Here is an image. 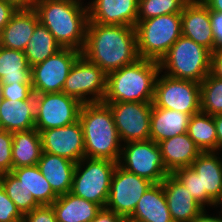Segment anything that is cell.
Listing matches in <instances>:
<instances>
[{"label":"cell","instance_id":"6da1fadb","mask_svg":"<svg viewBox=\"0 0 222 222\" xmlns=\"http://www.w3.org/2000/svg\"><path fill=\"white\" fill-rule=\"evenodd\" d=\"M81 53L106 74L130 65L140 58L135 27L88 21Z\"/></svg>","mask_w":222,"mask_h":222},{"label":"cell","instance_id":"7a4b0ae2","mask_svg":"<svg viewBox=\"0 0 222 222\" xmlns=\"http://www.w3.org/2000/svg\"><path fill=\"white\" fill-rule=\"evenodd\" d=\"M74 0H35L33 8L39 22L62 48L83 50L89 21L88 7Z\"/></svg>","mask_w":222,"mask_h":222},{"label":"cell","instance_id":"3957f363","mask_svg":"<svg viewBox=\"0 0 222 222\" xmlns=\"http://www.w3.org/2000/svg\"><path fill=\"white\" fill-rule=\"evenodd\" d=\"M85 157L119 161L122 142L110 107L104 102L82 104L79 112Z\"/></svg>","mask_w":222,"mask_h":222},{"label":"cell","instance_id":"277c9868","mask_svg":"<svg viewBox=\"0 0 222 222\" xmlns=\"http://www.w3.org/2000/svg\"><path fill=\"white\" fill-rule=\"evenodd\" d=\"M159 62L139 58L107 74L103 102H153Z\"/></svg>","mask_w":222,"mask_h":222},{"label":"cell","instance_id":"5b68a950","mask_svg":"<svg viewBox=\"0 0 222 222\" xmlns=\"http://www.w3.org/2000/svg\"><path fill=\"white\" fill-rule=\"evenodd\" d=\"M211 51L183 35L159 61L160 72L201 83L210 73Z\"/></svg>","mask_w":222,"mask_h":222},{"label":"cell","instance_id":"8992f818","mask_svg":"<svg viewBox=\"0 0 222 222\" xmlns=\"http://www.w3.org/2000/svg\"><path fill=\"white\" fill-rule=\"evenodd\" d=\"M135 30L139 57L159 62L182 35L181 13L137 21Z\"/></svg>","mask_w":222,"mask_h":222},{"label":"cell","instance_id":"52a82bcc","mask_svg":"<svg viewBox=\"0 0 222 222\" xmlns=\"http://www.w3.org/2000/svg\"><path fill=\"white\" fill-rule=\"evenodd\" d=\"M117 162L84 157L76 163L71 193L105 208Z\"/></svg>","mask_w":222,"mask_h":222},{"label":"cell","instance_id":"ba28073f","mask_svg":"<svg viewBox=\"0 0 222 222\" xmlns=\"http://www.w3.org/2000/svg\"><path fill=\"white\" fill-rule=\"evenodd\" d=\"M118 165L128 172L145 178L153 184L161 183L170 174L163 163L158 143L131 141L122 143Z\"/></svg>","mask_w":222,"mask_h":222},{"label":"cell","instance_id":"9c48e42d","mask_svg":"<svg viewBox=\"0 0 222 222\" xmlns=\"http://www.w3.org/2000/svg\"><path fill=\"white\" fill-rule=\"evenodd\" d=\"M158 74L153 105L191 115L201 111L200 83Z\"/></svg>","mask_w":222,"mask_h":222},{"label":"cell","instance_id":"30bf717a","mask_svg":"<svg viewBox=\"0 0 222 222\" xmlns=\"http://www.w3.org/2000/svg\"><path fill=\"white\" fill-rule=\"evenodd\" d=\"M106 81L107 74L81 55L71 68L62 92L77 99L81 104L103 102Z\"/></svg>","mask_w":222,"mask_h":222},{"label":"cell","instance_id":"8fae6325","mask_svg":"<svg viewBox=\"0 0 222 222\" xmlns=\"http://www.w3.org/2000/svg\"><path fill=\"white\" fill-rule=\"evenodd\" d=\"M36 103L35 129L39 131L68 126L79 120L82 104L67 94H34Z\"/></svg>","mask_w":222,"mask_h":222},{"label":"cell","instance_id":"7c38bea8","mask_svg":"<svg viewBox=\"0 0 222 222\" xmlns=\"http://www.w3.org/2000/svg\"><path fill=\"white\" fill-rule=\"evenodd\" d=\"M81 51L62 48L45 61L31 67V84L34 94L60 93Z\"/></svg>","mask_w":222,"mask_h":222},{"label":"cell","instance_id":"4fadbf2b","mask_svg":"<svg viewBox=\"0 0 222 222\" xmlns=\"http://www.w3.org/2000/svg\"><path fill=\"white\" fill-rule=\"evenodd\" d=\"M112 112L121 142L150 139L152 102H104Z\"/></svg>","mask_w":222,"mask_h":222},{"label":"cell","instance_id":"5bb4252c","mask_svg":"<svg viewBox=\"0 0 222 222\" xmlns=\"http://www.w3.org/2000/svg\"><path fill=\"white\" fill-rule=\"evenodd\" d=\"M153 183L128 172L118 164L114 170L106 209L119 216H131L142 195Z\"/></svg>","mask_w":222,"mask_h":222},{"label":"cell","instance_id":"9a60e30c","mask_svg":"<svg viewBox=\"0 0 222 222\" xmlns=\"http://www.w3.org/2000/svg\"><path fill=\"white\" fill-rule=\"evenodd\" d=\"M42 152L67 158L75 163L85 157L84 135L81 122L39 131Z\"/></svg>","mask_w":222,"mask_h":222},{"label":"cell","instance_id":"2e32d148","mask_svg":"<svg viewBox=\"0 0 222 222\" xmlns=\"http://www.w3.org/2000/svg\"><path fill=\"white\" fill-rule=\"evenodd\" d=\"M182 35L213 52L216 49L210 10L201 0H189L181 12Z\"/></svg>","mask_w":222,"mask_h":222},{"label":"cell","instance_id":"e0dca14e","mask_svg":"<svg viewBox=\"0 0 222 222\" xmlns=\"http://www.w3.org/2000/svg\"><path fill=\"white\" fill-rule=\"evenodd\" d=\"M87 7L91 22L131 27L137 24L138 0H92Z\"/></svg>","mask_w":222,"mask_h":222},{"label":"cell","instance_id":"ac0fdd59","mask_svg":"<svg viewBox=\"0 0 222 222\" xmlns=\"http://www.w3.org/2000/svg\"><path fill=\"white\" fill-rule=\"evenodd\" d=\"M161 183L173 222H191L204 210L174 174Z\"/></svg>","mask_w":222,"mask_h":222},{"label":"cell","instance_id":"d6986e66","mask_svg":"<svg viewBox=\"0 0 222 222\" xmlns=\"http://www.w3.org/2000/svg\"><path fill=\"white\" fill-rule=\"evenodd\" d=\"M38 23L39 18L33 7L17 9L0 33V46L24 52Z\"/></svg>","mask_w":222,"mask_h":222},{"label":"cell","instance_id":"ffe728a7","mask_svg":"<svg viewBox=\"0 0 222 222\" xmlns=\"http://www.w3.org/2000/svg\"><path fill=\"white\" fill-rule=\"evenodd\" d=\"M35 111L34 94L27 100L1 98L0 129L11 133L34 129Z\"/></svg>","mask_w":222,"mask_h":222},{"label":"cell","instance_id":"44dd1931","mask_svg":"<svg viewBox=\"0 0 222 222\" xmlns=\"http://www.w3.org/2000/svg\"><path fill=\"white\" fill-rule=\"evenodd\" d=\"M166 170L173 174L176 170L191 166L201 153L188 133L179 134L158 142Z\"/></svg>","mask_w":222,"mask_h":222},{"label":"cell","instance_id":"7402d4cb","mask_svg":"<svg viewBox=\"0 0 222 222\" xmlns=\"http://www.w3.org/2000/svg\"><path fill=\"white\" fill-rule=\"evenodd\" d=\"M37 166L58 196L71 192L75 162L42 152Z\"/></svg>","mask_w":222,"mask_h":222},{"label":"cell","instance_id":"603a6c76","mask_svg":"<svg viewBox=\"0 0 222 222\" xmlns=\"http://www.w3.org/2000/svg\"><path fill=\"white\" fill-rule=\"evenodd\" d=\"M190 117L187 113L155 107L152 104L150 139L158 143L187 133Z\"/></svg>","mask_w":222,"mask_h":222},{"label":"cell","instance_id":"cb8c5ba5","mask_svg":"<svg viewBox=\"0 0 222 222\" xmlns=\"http://www.w3.org/2000/svg\"><path fill=\"white\" fill-rule=\"evenodd\" d=\"M218 151L201 152L191 167L200 176L201 193L213 202L222 191V158Z\"/></svg>","mask_w":222,"mask_h":222},{"label":"cell","instance_id":"d4e9b609","mask_svg":"<svg viewBox=\"0 0 222 222\" xmlns=\"http://www.w3.org/2000/svg\"><path fill=\"white\" fill-rule=\"evenodd\" d=\"M51 205L57 222H91L102 209L98 204L71 192L58 196Z\"/></svg>","mask_w":222,"mask_h":222},{"label":"cell","instance_id":"484cf974","mask_svg":"<svg viewBox=\"0 0 222 222\" xmlns=\"http://www.w3.org/2000/svg\"><path fill=\"white\" fill-rule=\"evenodd\" d=\"M131 216L145 222H173L162 183L151 185L142 195Z\"/></svg>","mask_w":222,"mask_h":222},{"label":"cell","instance_id":"4316f807","mask_svg":"<svg viewBox=\"0 0 222 222\" xmlns=\"http://www.w3.org/2000/svg\"><path fill=\"white\" fill-rule=\"evenodd\" d=\"M42 153L40 133L34 128L13 133V169L37 165Z\"/></svg>","mask_w":222,"mask_h":222},{"label":"cell","instance_id":"83f0119b","mask_svg":"<svg viewBox=\"0 0 222 222\" xmlns=\"http://www.w3.org/2000/svg\"><path fill=\"white\" fill-rule=\"evenodd\" d=\"M31 84V67L20 50L0 46V84Z\"/></svg>","mask_w":222,"mask_h":222},{"label":"cell","instance_id":"f1b7e54d","mask_svg":"<svg viewBox=\"0 0 222 222\" xmlns=\"http://www.w3.org/2000/svg\"><path fill=\"white\" fill-rule=\"evenodd\" d=\"M40 205H51L58 197L37 165L11 171Z\"/></svg>","mask_w":222,"mask_h":222},{"label":"cell","instance_id":"f546056e","mask_svg":"<svg viewBox=\"0 0 222 222\" xmlns=\"http://www.w3.org/2000/svg\"><path fill=\"white\" fill-rule=\"evenodd\" d=\"M61 49L62 46L56 41L51 32L39 22L26 45L24 53L30 67H33Z\"/></svg>","mask_w":222,"mask_h":222},{"label":"cell","instance_id":"4dcf8cb0","mask_svg":"<svg viewBox=\"0 0 222 222\" xmlns=\"http://www.w3.org/2000/svg\"><path fill=\"white\" fill-rule=\"evenodd\" d=\"M187 133L201 152L217 151L216 126L210 114L191 115Z\"/></svg>","mask_w":222,"mask_h":222},{"label":"cell","instance_id":"1f68e13d","mask_svg":"<svg viewBox=\"0 0 222 222\" xmlns=\"http://www.w3.org/2000/svg\"><path fill=\"white\" fill-rule=\"evenodd\" d=\"M0 185L23 216L40 206L12 172L0 175Z\"/></svg>","mask_w":222,"mask_h":222},{"label":"cell","instance_id":"d6a6232c","mask_svg":"<svg viewBox=\"0 0 222 222\" xmlns=\"http://www.w3.org/2000/svg\"><path fill=\"white\" fill-rule=\"evenodd\" d=\"M201 112L211 116L222 114V79L210 73L200 83Z\"/></svg>","mask_w":222,"mask_h":222},{"label":"cell","instance_id":"836d02e7","mask_svg":"<svg viewBox=\"0 0 222 222\" xmlns=\"http://www.w3.org/2000/svg\"><path fill=\"white\" fill-rule=\"evenodd\" d=\"M189 0H138L137 21L160 15L181 13Z\"/></svg>","mask_w":222,"mask_h":222},{"label":"cell","instance_id":"e575fe53","mask_svg":"<svg viewBox=\"0 0 222 222\" xmlns=\"http://www.w3.org/2000/svg\"><path fill=\"white\" fill-rule=\"evenodd\" d=\"M173 174L204 209H206L205 206L212 207L213 202L207 197L206 193H201L200 176L191 166L178 169Z\"/></svg>","mask_w":222,"mask_h":222},{"label":"cell","instance_id":"d590c367","mask_svg":"<svg viewBox=\"0 0 222 222\" xmlns=\"http://www.w3.org/2000/svg\"><path fill=\"white\" fill-rule=\"evenodd\" d=\"M13 133L0 129V175L11 172Z\"/></svg>","mask_w":222,"mask_h":222},{"label":"cell","instance_id":"8d00e7d4","mask_svg":"<svg viewBox=\"0 0 222 222\" xmlns=\"http://www.w3.org/2000/svg\"><path fill=\"white\" fill-rule=\"evenodd\" d=\"M33 94L32 84H0L2 99L27 100Z\"/></svg>","mask_w":222,"mask_h":222},{"label":"cell","instance_id":"74e56055","mask_svg":"<svg viewBox=\"0 0 222 222\" xmlns=\"http://www.w3.org/2000/svg\"><path fill=\"white\" fill-rule=\"evenodd\" d=\"M0 222H23V215L0 185Z\"/></svg>","mask_w":222,"mask_h":222},{"label":"cell","instance_id":"f35d334b","mask_svg":"<svg viewBox=\"0 0 222 222\" xmlns=\"http://www.w3.org/2000/svg\"><path fill=\"white\" fill-rule=\"evenodd\" d=\"M23 222H57L52 205H40L23 216Z\"/></svg>","mask_w":222,"mask_h":222},{"label":"cell","instance_id":"ab89813d","mask_svg":"<svg viewBox=\"0 0 222 222\" xmlns=\"http://www.w3.org/2000/svg\"><path fill=\"white\" fill-rule=\"evenodd\" d=\"M211 26L213 29L216 49L222 48V13L210 11Z\"/></svg>","mask_w":222,"mask_h":222},{"label":"cell","instance_id":"60d3db41","mask_svg":"<svg viewBox=\"0 0 222 222\" xmlns=\"http://www.w3.org/2000/svg\"><path fill=\"white\" fill-rule=\"evenodd\" d=\"M210 74L222 79V48H217L211 53Z\"/></svg>","mask_w":222,"mask_h":222},{"label":"cell","instance_id":"b9f144b4","mask_svg":"<svg viewBox=\"0 0 222 222\" xmlns=\"http://www.w3.org/2000/svg\"><path fill=\"white\" fill-rule=\"evenodd\" d=\"M17 10L11 3L0 0V33L10 21L11 16Z\"/></svg>","mask_w":222,"mask_h":222},{"label":"cell","instance_id":"7bdbcfd3","mask_svg":"<svg viewBox=\"0 0 222 222\" xmlns=\"http://www.w3.org/2000/svg\"><path fill=\"white\" fill-rule=\"evenodd\" d=\"M121 216L106 208H102L91 222H120Z\"/></svg>","mask_w":222,"mask_h":222},{"label":"cell","instance_id":"ee69618b","mask_svg":"<svg viewBox=\"0 0 222 222\" xmlns=\"http://www.w3.org/2000/svg\"><path fill=\"white\" fill-rule=\"evenodd\" d=\"M213 118L216 126L217 151L220 152L222 150V114L214 115Z\"/></svg>","mask_w":222,"mask_h":222},{"label":"cell","instance_id":"f6af8a7d","mask_svg":"<svg viewBox=\"0 0 222 222\" xmlns=\"http://www.w3.org/2000/svg\"><path fill=\"white\" fill-rule=\"evenodd\" d=\"M207 210L204 209L197 217H195L191 222H222V217H218V215H216L214 217L210 216L209 214H207Z\"/></svg>","mask_w":222,"mask_h":222},{"label":"cell","instance_id":"bcb514c9","mask_svg":"<svg viewBox=\"0 0 222 222\" xmlns=\"http://www.w3.org/2000/svg\"><path fill=\"white\" fill-rule=\"evenodd\" d=\"M3 1L11 3L17 9H27L33 7L35 0H3Z\"/></svg>","mask_w":222,"mask_h":222},{"label":"cell","instance_id":"7dc6e473","mask_svg":"<svg viewBox=\"0 0 222 222\" xmlns=\"http://www.w3.org/2000/svg\"><path fill=\"white\" fill-rule=\"evenodd\" d=\"M210 11L222 13V0H201Z\"/></svg>","mask_w":222,"mask_h":222},{"label":"cell","instance_id":"c3c4849f","mask_svg":"<svg viewBox=\"0 0 222 222\" xmlns=\"http://www.w3.org/2000/svg\"><path fill=\"white\" fill-rule=\"evenodd\" d=\"M219 205L221 206V211L219 212V217H222V191L219 193V195L217 196V198L213 201V207H219Z\"/></svg>","mask_w":222,"mask_h":222},{"label":"cell","instance_id":"681fc988","mask_svg":"<svg viewBox=\"0 0 222 222\" xmlns=\"http://www.w3.org/2000/svg\"><path fill=\"white\" fill-rule=\"evenodd\" d=\"M120 222H145V221L138 220L132 216H123L121 217Z\"/></svg>","mask_w":222,"mask_h":222}]
</instances>
